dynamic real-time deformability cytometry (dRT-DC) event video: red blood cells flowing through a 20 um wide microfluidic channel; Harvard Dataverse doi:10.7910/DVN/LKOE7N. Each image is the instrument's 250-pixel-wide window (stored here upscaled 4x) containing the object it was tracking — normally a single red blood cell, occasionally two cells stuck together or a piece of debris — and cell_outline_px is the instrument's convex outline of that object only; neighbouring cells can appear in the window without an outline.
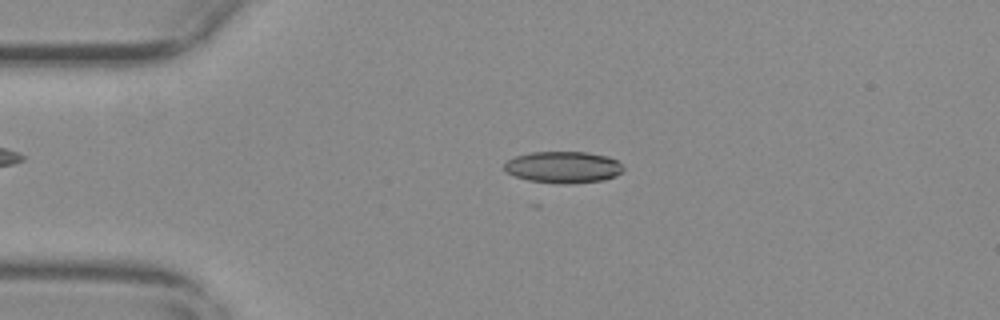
{"species": "common noctule bat (a hibernating species)", "species_latin": "Nyctalus noctula", "temperature_condition": "warm", "stored_images_in_passage": 56, "camera_frame_rate_fps": 3000, "um_per_image_px": 0.085, "animal": {"sex": "female", "body_mass_g": 29.2, "forearm_length_mm": 56.3}, "frame": {"image": 1, "passage_image": 13, "time_ms": 4.0, "image_size_px": [1000, 320], "cell_outline_px": [[624, 172], [616, 176], [604, 180], [572, 184], [560, 184], [528, 180], [504, 172], [504, 164], [508, 160], [516, 156], [532, 152], [588, 152], [608, 156], [616, 160], [624, 168]], "centroid_in_image_um": [47.9, 14.22], "position_along_channel_um": 37.1, "area_um2": 22.14}}
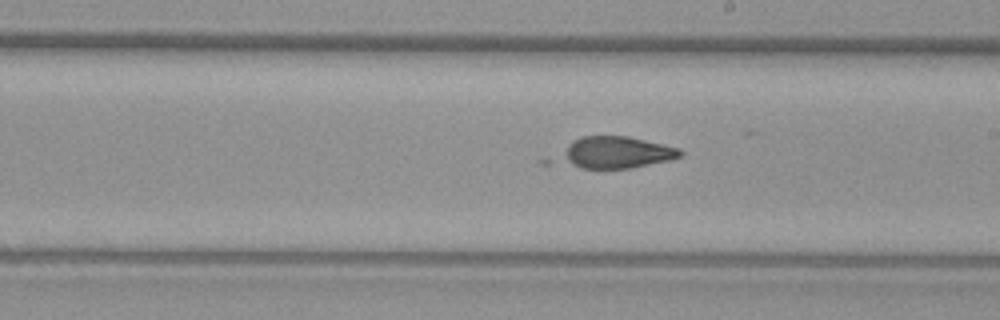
{"frame": {"image": 2, "passage_image": 32, "time_ms": 10.333, "image_size_px": [1000, 320], "cell_outline_px": [[684, 152], [680, 156], [672, 160], [632, 168], [580, 168], [560, 160], [568, 144], [572, 140], [580, 136], [628, 136], [680, 148]], "centroid_in_image_um": [52.43, 12.95], "position_along_channel_um": 236.6, "area_um2": 22.08}}
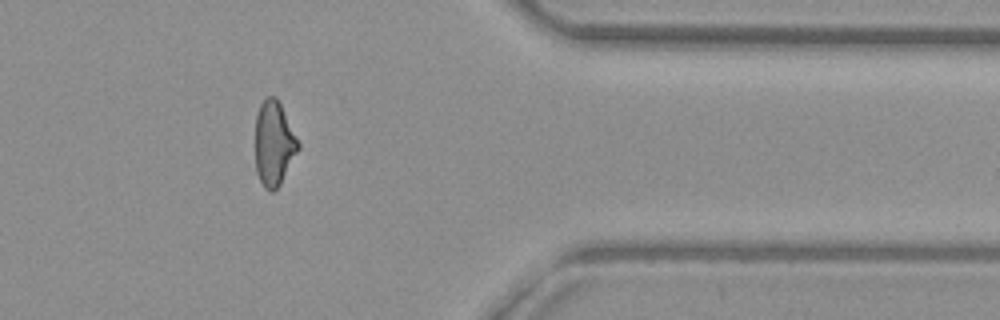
{"frame": {"image": 3, "passage_image": 46, "time_ms": 15.0, "image_size_px": [1000, 320], "cell_outline_px": [[300, 148], [280, 184], [272, 192], [268, 192], [264, 188], [256, 172], [256, 116], [260, 104], [268, 96], [276, 96], [300, 144]], "centroid_in_image_um": [23.28, 12.22], "position_along_channel_um": 388.1, "area_um2": 20.98}}